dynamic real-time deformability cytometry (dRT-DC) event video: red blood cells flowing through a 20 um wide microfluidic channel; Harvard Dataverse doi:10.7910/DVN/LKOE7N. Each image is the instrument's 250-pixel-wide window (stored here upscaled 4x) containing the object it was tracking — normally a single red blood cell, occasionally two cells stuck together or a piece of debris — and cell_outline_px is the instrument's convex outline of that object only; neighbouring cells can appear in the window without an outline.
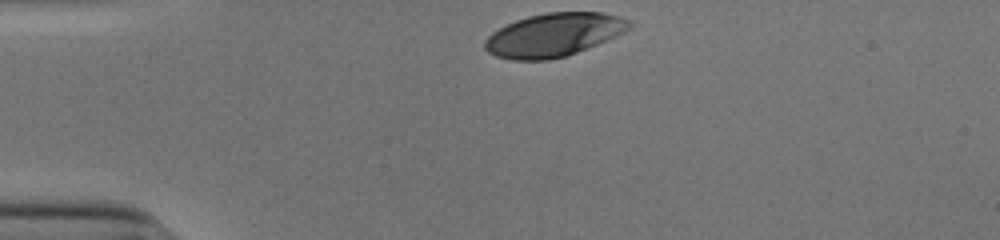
{"species": "human", "species_latin": "Homo sapiens", "temperature_condition": "cold", "stored_images_in_passage": 31, "camera_frame_rate_fps": 3000, "um_per_image_px": 0.085, "donor": {"sex": "male"}, "frame": {"image": 1, "passage_image": 1, "time_ms": 0.0, "image_size_px": [1000, 240], "cell_outline_px": [[632, 28], [616, 36], [576, 52], [564, 56], [548, 60], [512, 60], [496, 56], [488, 52], [484, 48], [484, 40], [492, 32], [516, 20], [528, 16], [548, 12], [604, 12], [620, 16], [632, 20]], "centroid_in_image_um": [47.09, 2.95], "position_along_channel_um": 37.9, "area_um2": 36.47}}
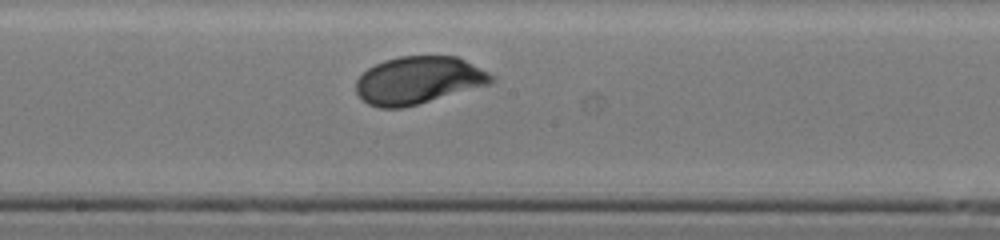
{"frame": {"image": 2, "passage_image": 18, "time_ms": 5.667, "image_size_px": [1000, 240], "cell_outline_px": [[496, 80], [488, 84], [416, 104], [400, 108], [380, 108], [368, 104], [356, 92], [356, 80], [368, 68], [384, 60], [400, 56], [456, 56], [496, 76]], "centroid_in_image_um": [35.55, 6.81], "position_along_channel_um": 212.7, "area_um2": 36.93}}
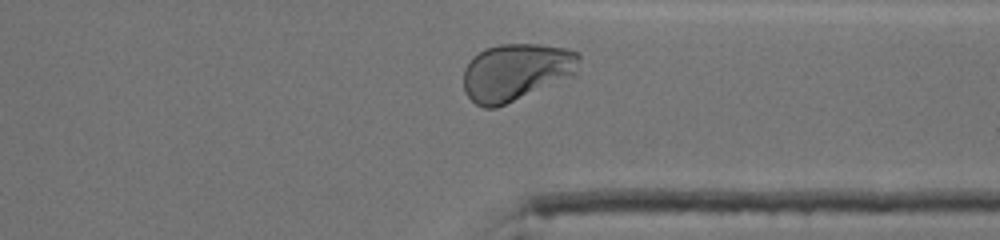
{"frame": {"image": 3, "passage_image": 30, "time_ms": 9.667, "image_size_px": [1000, 240], "cell_outline_px": [[580, 76], [496, 108], [484, 108], [476, 104], [464, 92], [464, 68], [472, 56], [484, 48], [500, 44], [536, 44], [568, 48], [580, 52]], "centroid_in_image_um": [43.97, 6.13], "position_along_channel_um": 367.4, "area_um2": 40.0}, "authors_computed_cell_mechanics": {"area_um2": 37.57, "velocity_mm_per_s": 3.8661, "shape_relaxation_time_tau1_ms": 2.2507, "shape_relaxation_time_tau2_ms": null, "deformation_change_tau1": 0.1385, "deformation_change_tau2": null}}